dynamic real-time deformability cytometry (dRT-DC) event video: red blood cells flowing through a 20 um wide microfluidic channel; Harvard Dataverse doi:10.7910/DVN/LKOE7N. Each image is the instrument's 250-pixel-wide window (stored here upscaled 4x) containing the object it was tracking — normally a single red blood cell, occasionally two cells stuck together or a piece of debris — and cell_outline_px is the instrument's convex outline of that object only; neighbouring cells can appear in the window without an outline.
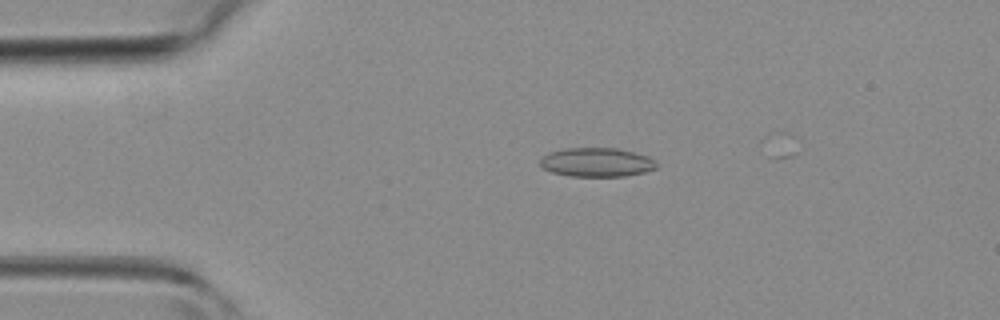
{"species": "common noctule bat (a hibernating species)", "species_latin": "Nyctalus noctula", "temperature_condition": "room temperature", "stored_images_in_passage": 9, "camera_frame_rate_fps": 3000, "um_per_image_px": 0.085, "animal": {"sex": "female", "body_mass_g": 19.3, "forearm_length_mm": 54.1}, "frame": {"image": 1, "passage_image": 2, "time_ms": 0.333, "image_size_px": [1000, 320], "cell_outline_px": [[656, 168], [644, 172], [624, 176], [572, 176], [552, 172], [544, 168], [540, 164], [540, 160], [548, 152], [564, 148], [616, 148], [636, 152], [648, 156], [656, 160]], "centroid_in_image_um": [50.74, 13.78], "position_along_channel_um": 34.3, "area_um2": 19.65}}
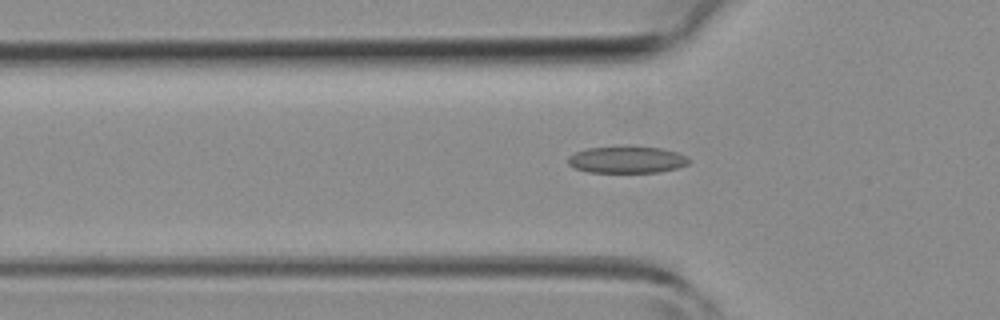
{"frame": {"image": 2, "passage_image": 7, "time_ms": 2.0, "image_size_px": [1000, 320], "cell_outline_px": [[692, 160], [688, 164], [676, 168], [660, 172], [588, 172], [576, 168], [568, 164], [568, 156], [576, 152], [588, 148], [628, 144], [660, 148], [676, 152]], "centroid_in_image_um": [53.28, 13.54], "position_along_channel_um": 72.5, "area_um2": 19.31}}